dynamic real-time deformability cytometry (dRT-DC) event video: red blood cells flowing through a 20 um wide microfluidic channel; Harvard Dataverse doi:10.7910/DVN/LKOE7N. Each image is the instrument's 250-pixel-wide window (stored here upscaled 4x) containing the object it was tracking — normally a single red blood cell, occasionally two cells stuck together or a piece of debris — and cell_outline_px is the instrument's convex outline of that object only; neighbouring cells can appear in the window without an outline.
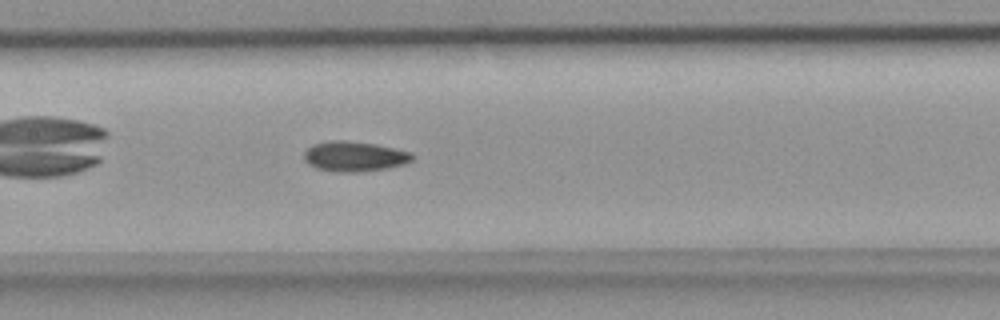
{"species": "common noctule bat (a hibernating species)", "species_latin": "Nyctalus noctula", "temperature_condition": "room temperature", "stored_images_in_passage": 31, "camera_frame_rate_fps": 3000, "um_per_image_px": 0.085, "animal": {"sex": "female", "body_mass_g": 18.4}, "frame": {"image": 1, "passage_image": 10, "time_ms": 3.0, "image_size_px": [1000, 320], "cell_outline_px": [[412, 160], [404, 164], [384, 168], [356, 172], [332, 172], [316, 168], [308, 164], [304, 160], [304, 152], [312, 144], [332, 140], [344, 140], [376, 144], [412, 152]], "centroid_in_image_um": [30.08, 13.29], "position_along_channel_um": 177.3, "area_um2": 18.96}}
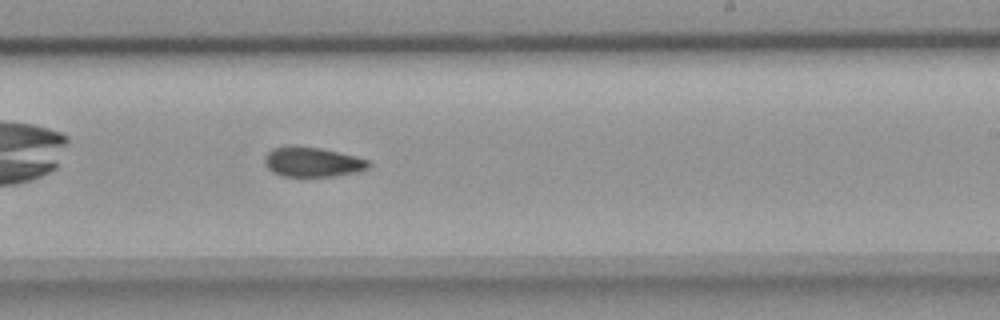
{"frame": {"image": 2, "passage_image": 16, "time_ms": 5.0, "image_size_px": [1000, 320], "cell_outline_px": [[372, 164], [368, 168], [360, 172], [336, 176], [280, 176], [272, 172], [264, 164], [264, 156], [272, 148], [320, 148], [356, 156], [368, 160]], "centroid_in_image_um": [26.6, 13.81], "position_along_channel_um": 262.4, "area_um2": 17.74}}
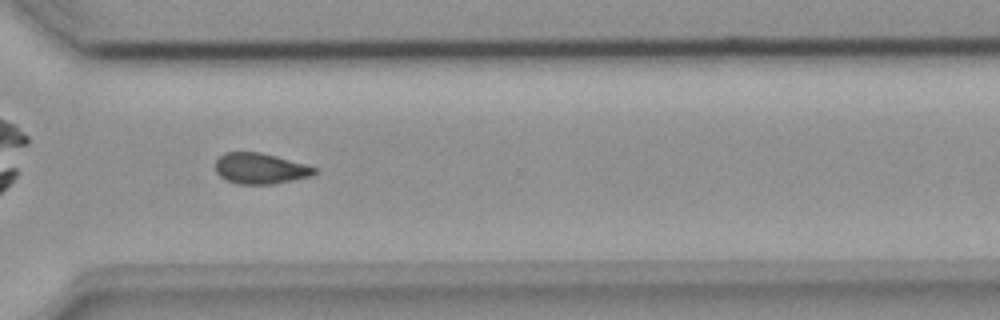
{"frame": {"image": 3, "passage_image": 22, "time_ms": 7.0, "image_size_px": [1000, 320], "cell_outline_px": [[316, 172], [312, 176], [272, 184], [236, 184], [220, 176], [216, 172], [216, 160], [224, 152], [260, 152], [276, 156], [304, 164], [316, 168]], "centroid_in_image_um": [22.1, 14.32], "position_along_channel_um": 348.5, "area_um2": 17.63}}